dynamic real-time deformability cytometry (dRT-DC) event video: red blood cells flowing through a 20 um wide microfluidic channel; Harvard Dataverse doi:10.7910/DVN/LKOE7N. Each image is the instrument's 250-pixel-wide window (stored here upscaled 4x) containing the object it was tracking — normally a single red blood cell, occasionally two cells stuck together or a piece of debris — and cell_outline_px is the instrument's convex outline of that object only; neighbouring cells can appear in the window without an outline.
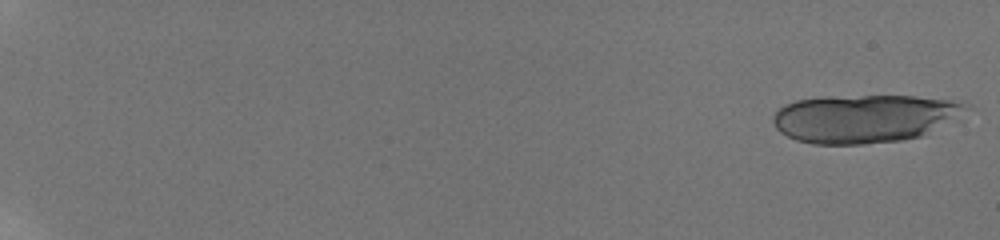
{"species": "human", "species_latin": "Homo sapiens", "temperature_condition": "room temperature", "stored_images_in_passage": 21, "camera_frame_rate_fps": 3000, "um_per_image_px": 0.085, "donor": {"sex": "male"}, "frame": {"image": 1, "passage_image": 1, "time_ms": 0.0, "image_size_px": [1000, 240], "cell_outline_px": [[972, 108], [920, 136], [900, 140], [864, 144], [812, 144], [796, 140], [780, 132], [776, 128], [772, 120], [772, 116], [784, 104], [796, 100], [816, 96], [916, 96], [952, 100], [972, 104]], "centroid_in_image_um": [73.42, 10.05], "position_along_channel_um": 11.6, "area_um2": 54.16}}
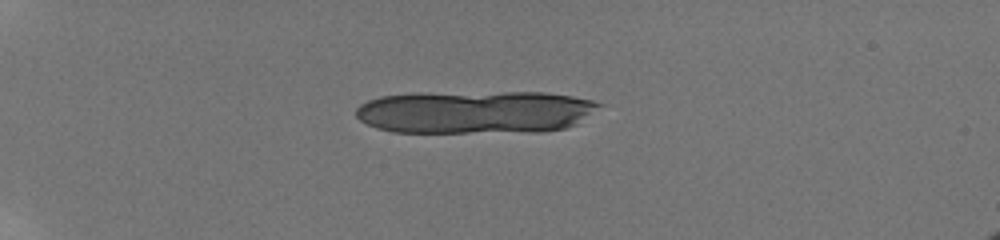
{"frame": {"image": 2, "passage_image": 16, "time_ms": 5.0, "image_size_px": [1000, 240], "cell_outline_px": [[604, 104], [572, 124], [564, 128], [540, 132], [392, 132], [376, 128], [360, 120], [356, 116], [356, 108], [360, 104], [368, 100], [380, 96], [416, 92], [544, 92], [572, 96], [592, 100]], "centroid_in_image_um": [40.31, 9.5], "position_along_channel_um": 44.7, "area_um2": 61.09}}